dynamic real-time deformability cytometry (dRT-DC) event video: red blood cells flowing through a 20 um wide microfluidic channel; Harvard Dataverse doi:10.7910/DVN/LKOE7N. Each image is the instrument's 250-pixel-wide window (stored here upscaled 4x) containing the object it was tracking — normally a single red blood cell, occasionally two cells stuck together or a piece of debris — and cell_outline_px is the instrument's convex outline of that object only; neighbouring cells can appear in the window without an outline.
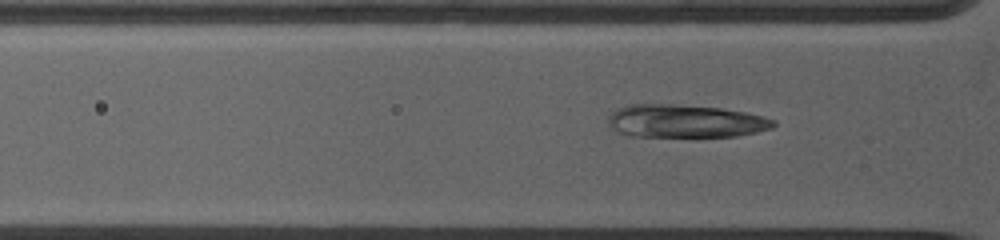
{"species": "common noctule bat (a hibernating species)", "species_latin": "Nyctalus noctula", "temperature_condition": "warm", "stored_images_in_passage": 6, "camera_frame_rate_fps": 5000, "um_per_image_px": 0.085, "animal": {"sex": "female", "body_mass_g": 19.0, "forearm_length_mm": 53.3}, "frame": {"image": 1, "passage_image": 4, "time_ms": 0.4, "image_size_px": [1000, 240], "cell_outline_px": [[776, 124], [772, 128], [756, 132], [736, 136], [632, 136], [616, 132], [608, 124], [608, 116], [616, 108], [628, 104], [676, 104], [720, 108], [744, 112], [776, 120]], "centroid_in_image_um": [58.2, 10.29], "position_along_channel_um": 67.6, "area_um2": 31.79}}